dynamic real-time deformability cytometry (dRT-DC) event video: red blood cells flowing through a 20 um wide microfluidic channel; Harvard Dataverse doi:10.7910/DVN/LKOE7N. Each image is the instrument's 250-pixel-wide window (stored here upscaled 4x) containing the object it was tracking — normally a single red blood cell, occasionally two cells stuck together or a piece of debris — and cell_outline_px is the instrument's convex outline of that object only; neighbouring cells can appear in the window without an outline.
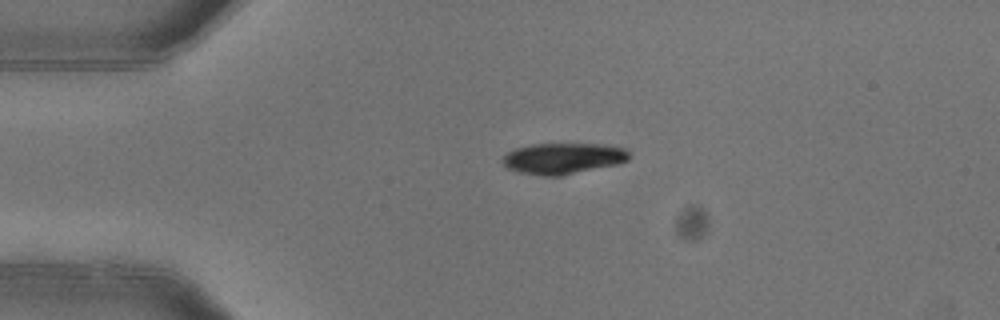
{"species": "common noctule bat (a hibernating species)", "species_latin": "Nyctalus noctula", "temperature_condition": "warm", "stored_images_in_passage": 2, "camera_frame_rate_fps": 3000, "um_per_image_px": 0.085, "animal": {"sex": "female"}, "frame": {"image": 1, "passage_image": 1, "time_ms": 0.0, "image_size_px": [1000, 320], "cell_outline_px": [[628, 160], [620, 164], [560, 176], [544, 176], [520, 172], [508, 168], [500, 160], [508, 152], [516, 148], [532, 144], [608, 144], [628, 148]], "centroid_in_image_um": [47.91, 13.46], "position_along_channel_um": 37.1, "area_um2": 23.06}}